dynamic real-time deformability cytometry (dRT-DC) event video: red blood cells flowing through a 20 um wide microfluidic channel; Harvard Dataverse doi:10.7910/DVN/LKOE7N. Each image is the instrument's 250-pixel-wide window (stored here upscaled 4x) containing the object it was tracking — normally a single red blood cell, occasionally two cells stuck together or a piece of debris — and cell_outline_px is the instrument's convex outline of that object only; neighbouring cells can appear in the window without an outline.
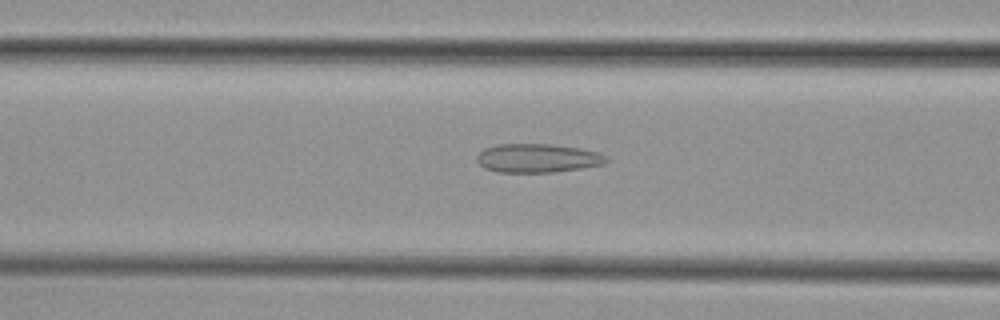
{"species": "common noctule bat (a hibernating species)", "species_latin": "Nyctalus noctula", "temperature_condition": "cold", "stored_images_in_passage": 43, "camera_frame_rate_fps": 3000, "um_per_image_px": 0.085, "animal": {"sex": "female", "body_mass_g": 29.2, "forearm_length_mm": 56.3}, "frame": {"image": 1, "passage_image": 10, "time_ms": 3.0, "image_size_px": [1000, 320], "cell_outline_px": [[608, 160], [604, 164], [580, 168], [552, 172], [496, 172], [484, 168], [476, 160], [476, 156], [484, 148], [496, 144], [548, 144], [580, 148], [596, 152], [604, 156]], "centroid_in_image_um": [45.63, 13.44], "position_along_channel_um": 121.0, "area_um2": 21.56}}
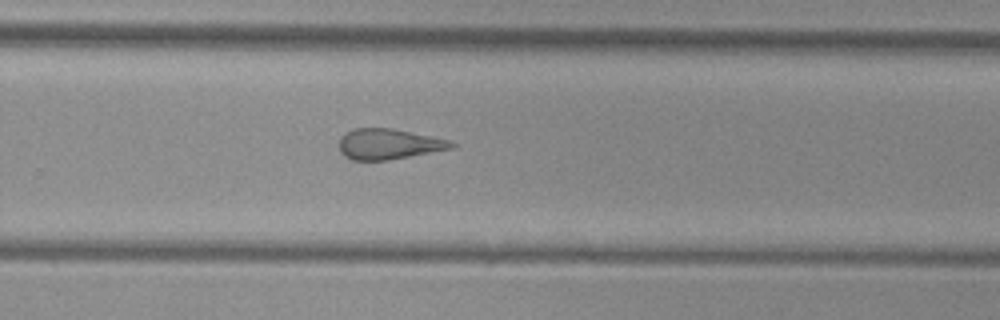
{"frame": {"image": 2, "passage_image": 24, "time_ms": 7.667, "image_size_px": [1000, 320], "cell_outline_px": [[460, 144], [456, 148], [388, 160], [352, 160], [344, 156], [340, 152], [340, 136], [344, 132], [352, 128], [392, 128], [452, 140]], "centroid_in_image_um": [33.09, 12.24], "position_along_channel_um": 296.7, "area_um2": 20.4}}
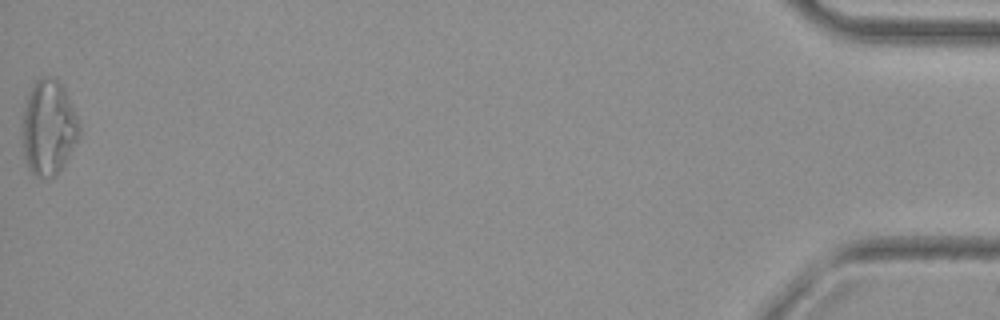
{"frame": {"image": 3, "passage_image": 43, "time_ms": 14.0, "image_size_px": [1000, 320], "cell_outline_px": [[80, 136], [64, 164], [56, 176], [36, 176], [28, 168], [24, 160], [24, 112], [28, 92], [32, 84], [36, 80], [44, 76], [48, 76], [56, 80], [64, 88], [76, 116], [80, 128]], "centroid_in_image_um": [4.14, 10.85], "position_along_channel_um": 431.1, "area_um2": 30.98}, "authors_computed_cell_mechanics": {"area_um2": 22.0218, "velocity_mm_per_s": 3.7729, "shape_relaxation_time_tau1_ms": null, "shape_relaxation_time_tau2_ms": 3.1328, "deformation_change_tau1": null, "deformation_change_tau2": 0.1311}}